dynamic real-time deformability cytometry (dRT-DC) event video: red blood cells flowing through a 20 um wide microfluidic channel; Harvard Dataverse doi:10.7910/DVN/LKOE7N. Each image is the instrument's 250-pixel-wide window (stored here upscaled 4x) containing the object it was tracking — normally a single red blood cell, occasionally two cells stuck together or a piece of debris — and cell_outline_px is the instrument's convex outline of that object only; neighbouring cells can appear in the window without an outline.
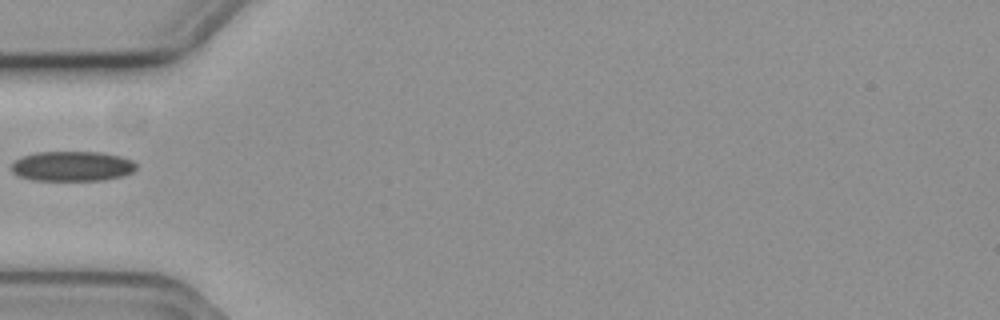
{"species": "common noctule bat (a hibernating species)", "species_latin": "Nyctalus noctula", "temperature_condition": "cold", "stored_images_in_passage": 38, "camera_frame_rate_fps": 3000, "um_per_image_px": 0.085, "animal": {"sex": "female", "body_mass_g": 19.3, "forearm_length_mm": 54.1}, "frame": {"image": 1, "passage_image": 1, "time_ms": 0.0, "image_size_px": [1000, 320], "cell_outline_px": [[136, 168], [132, 172], [124, 176], [100, 180], [32, 180], [20, 176], [12, 172], [12, 164], [16, 160], [24, 156], [36, 152], [100, 152], [120, 156], [132, 160], [136, 164]], "centroid_in_image_um": [6.16, 14.12], "position_along_channel_um": 78.8, "area_um2": 21.68}}
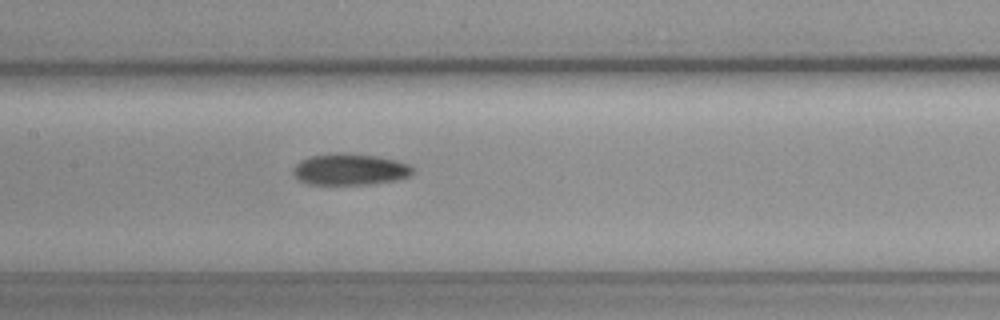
{"frame": {"image": 2, "passage_image": 9, "time_ms": 2.667, "image_size_px": [1000, 320], "cell_outline_px": [[412, 172], [408, 176], [396, 180], [368, 184], [308, 184], [300, 180], [292, 172], [292, 168], [300, 160], [308, 156], [336, 152], [344, 152], [376, 156], [396, 160], [408, 164], [412, 168]], "centroid_in_image_um": [29.69, 14.38], "position_along_channel_um": 177.7, "area_um2": 21.91}}
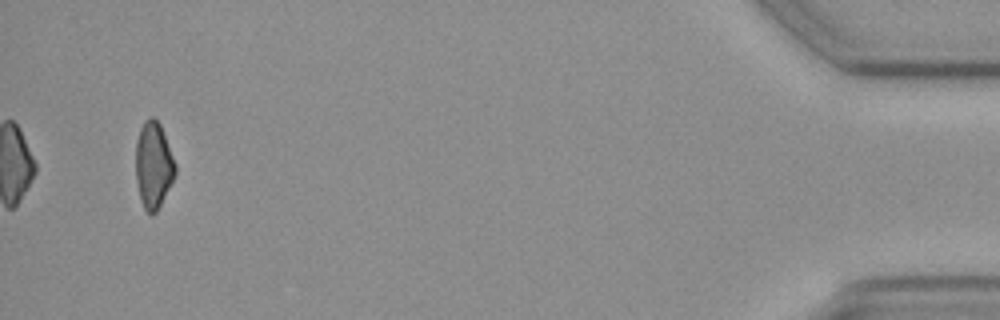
{"frame": {"image": 3, "passage_image": 36, "time_ms": 11.667, "image_size_px": [1000, 320], "cell_outline_px": [[176, 172], [156, 212], [152, 216], [144, 208], [140, 200], [136, 180], [136, 140], [140, 128], [144, 120], [148, 116], [152, 116], [160, 124], [176, 164]], "centroid_in_image_um": [13.02, 14.01], "position_along_channel_um": 422.2, "area_um2": 19.77}}